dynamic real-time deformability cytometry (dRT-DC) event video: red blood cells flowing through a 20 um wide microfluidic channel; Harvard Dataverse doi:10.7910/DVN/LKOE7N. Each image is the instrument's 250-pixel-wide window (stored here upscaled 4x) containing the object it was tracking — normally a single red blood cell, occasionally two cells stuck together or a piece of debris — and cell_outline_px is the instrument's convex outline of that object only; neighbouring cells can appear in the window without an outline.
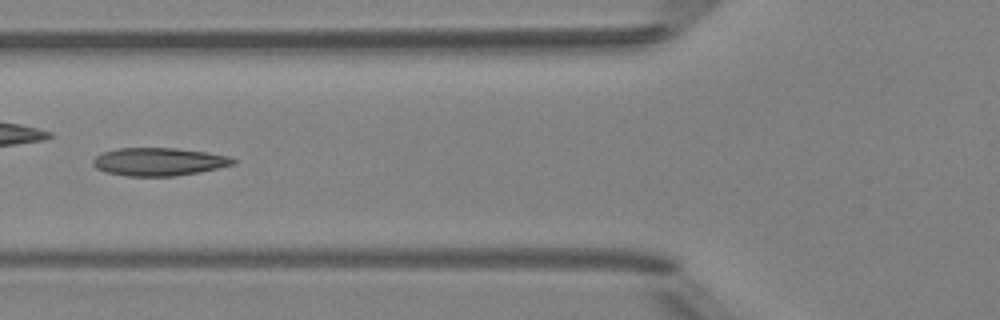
{"species": "Egyptian fruit bat (a non-hibernating species)", "species_latin": "Rousettus aegyptiacus", "temperature_condition": "room temperature", "stored_images_in_passage": 7, "camera_frame_rate_fps": 3000, "um_per_image_px": 0.085, "animal": {"sex": "female"}, "frame": {"image": 1, "passage_image": 5, "time_ms": 4.667, "image_size_px": [1000, 320], "cell_outline_px": [[236, 164], [200, 172], [176, 176], [124, 176], [108, 172], [96, 168], [92, 164], [92, 160], [96, 156], [104, 152], [120, 148], [176, 148], [204, 152], [228, 156], [236, 160]], "centroid_in_image_um": [13.51, 13.75], "position_along_channel_um": 112.3, "area_um2": 22.77}}
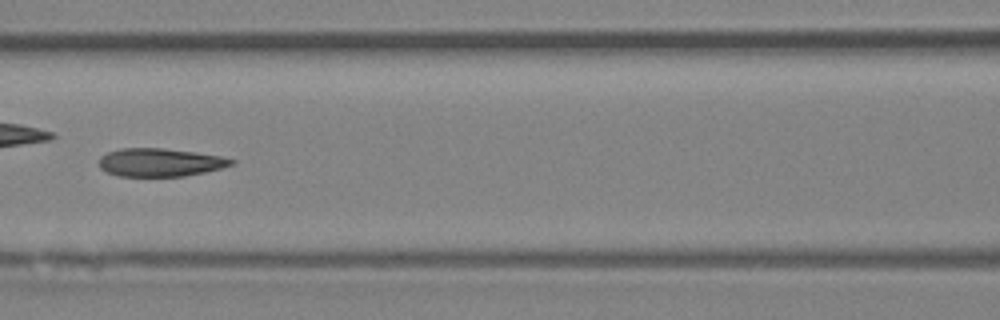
{"frame": {"image": 2, "passage_image": 6, "time_ms": 5.667, "image_size_px": [1000, 320], "cell_outline_px": [[236, 160], [232, 164], [220, 168], [204, 172], [184, 176], [120, 176], [104, 172], [100, 168], [100, 156], [108, 152], [120, 148], [160, 148], [196, 152], [220, 156]], "centroid_in_image_um": [13.57, 13.8], "position_along_channel_um": 153.0, "area_um2": 21.62}}
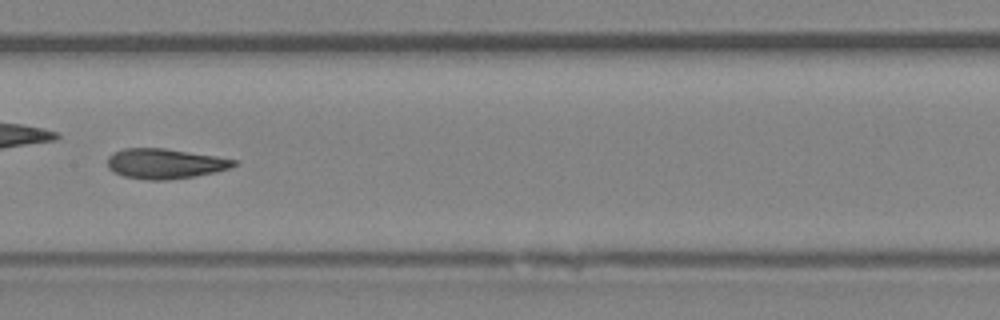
{"frame": {"image": 3, "passage_image": 7, "time_ms": 6.667, "image_size_px": [1000, 320], "cell_outline_px": [[236, 164], [228, 168], [216, 172], [168, 180], [148, 180], [124, 176], [112, 172], [108, 168], [108, 156], [112, 152], [124, 148], [164, 148], [216, 156], [236, 160]], "centroid_in_image_um": [13.97, 13.9], "position_along_channel_um": 193.4, "area_um2": 22.08}}